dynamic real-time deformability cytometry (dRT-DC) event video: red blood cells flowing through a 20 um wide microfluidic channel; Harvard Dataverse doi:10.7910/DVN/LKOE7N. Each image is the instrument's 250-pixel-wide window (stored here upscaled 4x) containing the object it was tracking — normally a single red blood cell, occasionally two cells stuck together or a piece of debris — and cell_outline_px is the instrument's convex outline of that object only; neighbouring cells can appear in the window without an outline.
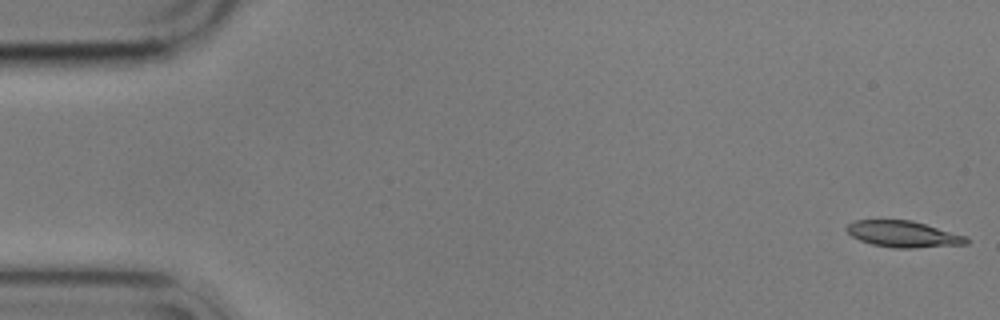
{"species": "common noctule bat (a hibernating species)", "species_latin": "Nyctalus noctula", "temperature_condition": "cold", "stored_images_in_passage": 56, "camera_frame_rate_fps": 3000, "um_per_image_px": 0.085, "animal": {"sex": "male", "body_mass_g": 17.9}, "frame": {"image": 1, "passage_image": 1, "time_ms": 0.0, "image_size_px": [1000, 320], "cell_outline_px": [[968, 244], [916, 248], [892, 248], [872, 244], [860, 240], [852, 236], [844, 228], [852, 220], [912, 220], [968, 236]], "centroid_in_image_um": [76.79, 19.9], "position_along_channel_um": 8.2, "area_um2": 18.55}}
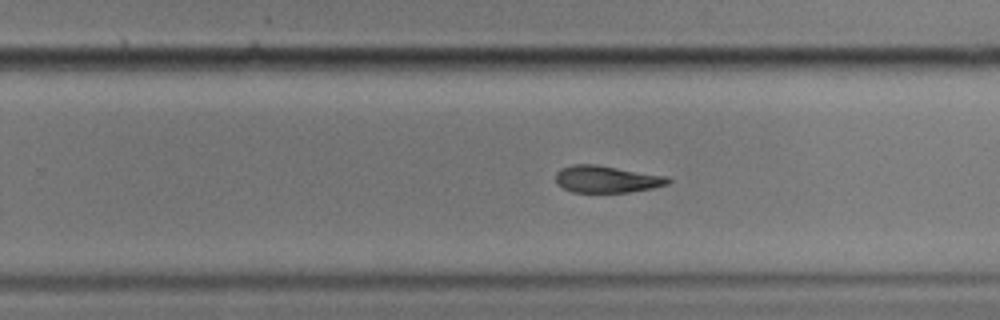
{"frame": {"image": 2, "passage_image": 35, "time_ms": 11.333, "image_size_px": [1000, 320], "cell_outline_px": [[672, 180], [668, 184], [652, 188], [628, 192], [572, 192], [556, 184], [556, 172], [560, 168], [572, 164], [596, 164], [668, 176]], "centroid_in_image_um": [51.56, 15.22], "position_along_channel_um": 278.2, "area_um2": 17.8}}
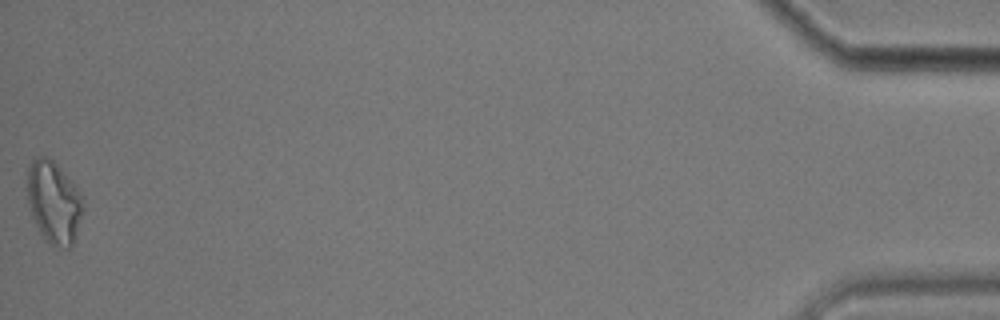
{"frame": {"image": 3, "passage_image": 56, "time_ms": 18.333, "image_size_px": [1000, 320], "cell_outline_px": [[84, 208], [72, 244], [68, 248], [64, 248], [48, 244], [44, 240], [32, 216], [28, 200], [28, 168], [32, 156], [48, 156], [56, 164], [80, 192], [84, 200]], "centroid_in_image_um": [4.57, 17.18], "position_along_channel_um": 430.6, "area_um2": 26.59}, "authors_computed_cell_mechanics": {"area_um2": 18.9006, "velocity_mm_per_s": 3.547, "shape_relaxation_time_tau1_ms": 8.9551, "shape_relaxation_time_tau2_ms": null, "deformation_change_tau1": 0.2044, "deformation_change_tau2": null}}